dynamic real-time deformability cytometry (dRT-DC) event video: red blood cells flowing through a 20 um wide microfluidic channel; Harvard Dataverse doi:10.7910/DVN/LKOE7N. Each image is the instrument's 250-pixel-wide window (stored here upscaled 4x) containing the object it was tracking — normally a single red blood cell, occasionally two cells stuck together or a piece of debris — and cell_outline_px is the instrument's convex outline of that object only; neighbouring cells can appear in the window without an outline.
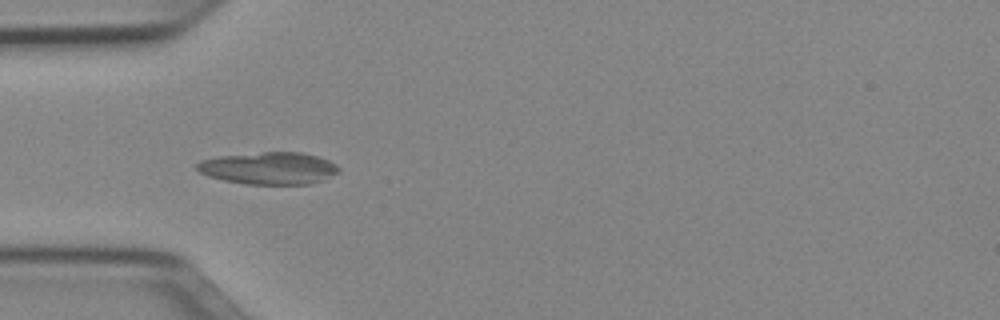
{"species": "Egyptian fruit bat (a non-hibernating species)", "species_latin": "Rousettus aegyptiacus", "temperature_condition": "cold", "stored_images_in_passage": 38, "camera_frame_rate_fps": 3000, "um_per_image_px": 0.085, "animal": {"sex": "female"}, "frame": {"image": 1, "passage_image": 3, "time_ms": 0.667, "image_size_px": [1000, 320], "cell_outline_px": [[340, 172], [324, 180], [308, 184], [248, 184], [224, 180], [208, 176], [200, 172], [196, 168], [196, 164], [200, 160], [220, 156], [264, 152], [300, 152], [316, 156], [328, 160], [336, 164], [340, 168]], "centroid_in_image_um": [22.88, 14.3], "position_along_channel_um": 62.1, "area_um2": 26.59}}
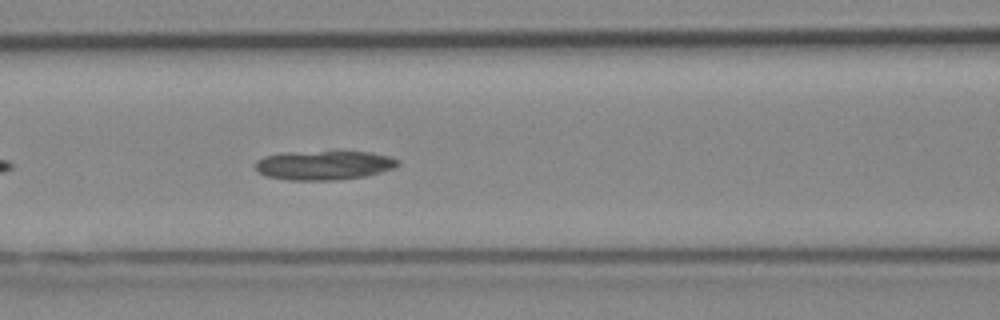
{"frame": {"image": 2, "passage_image": 9, "time_ms": 2.667, "image_size_px": [1000, 320], "cell_outline_px": [[400, 164], [396, 168], [364, 176], [336, 180], [288, 180], [268, 176], [260, 172], [256, 168], [256, 160], [264, 156], [284, 152], [336, 148], [372, 152], [388, 156], [400, 160]], "centroid_in_image_um": [27.59, 13.98], "position_along_channel_um": 139.0, "area_um2": 25.43}}
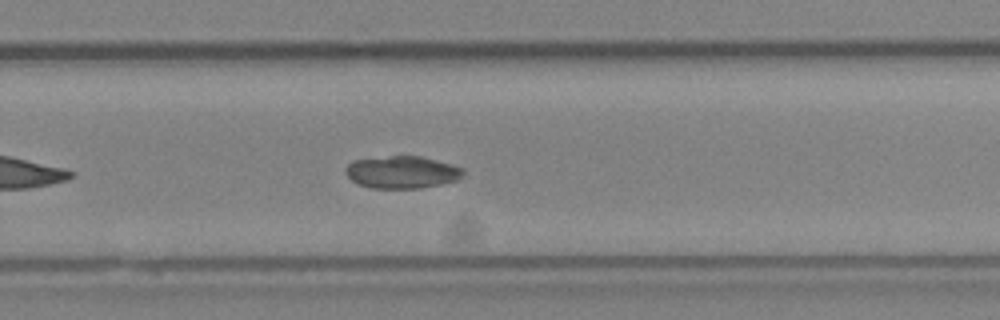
{"frame": {"image": 3, "passage_image": 21, "time_ms": 6.667, "image_size_px": [1000, 320], "cell_outline_px": [[464, 172], [456, 180], [440, 184], [420, 188], [372, 188], [356, 184], [344, 172], [348, 164], [352, 160], [392, 156], [420, 156], [452, 164], [464, 168]], "centroid_in_image_um": [34.14, 14.63], "position_along_channel_um": 295.7, "area_um2": 22.08}}